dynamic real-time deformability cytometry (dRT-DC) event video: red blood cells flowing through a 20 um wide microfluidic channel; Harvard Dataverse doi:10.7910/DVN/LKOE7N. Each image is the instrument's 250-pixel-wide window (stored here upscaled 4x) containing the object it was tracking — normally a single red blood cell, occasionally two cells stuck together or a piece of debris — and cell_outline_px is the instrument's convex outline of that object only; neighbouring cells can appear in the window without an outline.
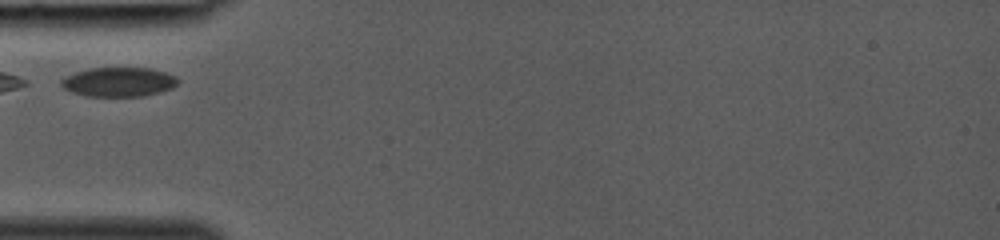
{"species": "common noctule bat (a hibernating species)", "species_latin": "Nyctalus noctula", "temperature_condition": "room temperature", "stored_images_in_passage": 23, "camera_frame_rate_fps": 3000, "um_per_image_px": 0.085, "animal": {"sex": "female", "body_mass_g": 19.0, "forearm_length_mm": 53.3}, "frame": {"image": 1, "passage_image": 1, "time_ms": 0.0, "image_size_px": [1000, 240], "cell_outline_px": [[180, 80], [172, 88], [144, 96], [88, 96], [72, 92], [64, 88], [60, 84], [60, 80], [64, 76], [88, 68], [148, 68], [164, 72], [176, 76]], "centroid_in_image_um": [10.07, 6.96], "position_along_channel_um": 74.9, "area_um2": 19.88}}
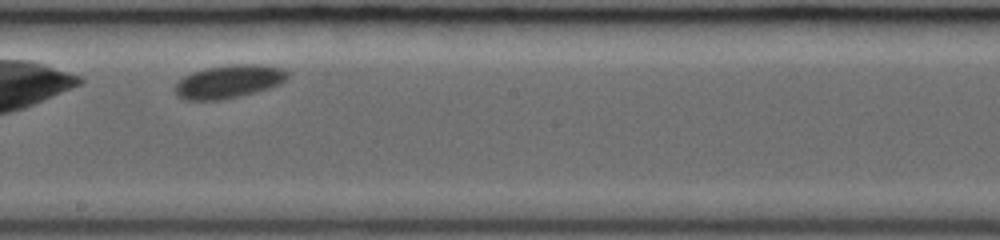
{"frame": {"image": 2, "passage_image": 11, "time_ms": 3.333, "image_size_px": [1000, 240], "cell_outline_px": [[288, 76], [280, 84], [268, 88], [240, 96], [220, 100], [184, 100], [176, 92], [176, 84], [184, 76], [192, 72], [204, 68], [232, 64], [264, 64], [284, 68], [288, 72]], "centroid_in_image_um": [19.48, 6.91], "position_along_channel_um": 228.7, "area_um2": 21.73}}
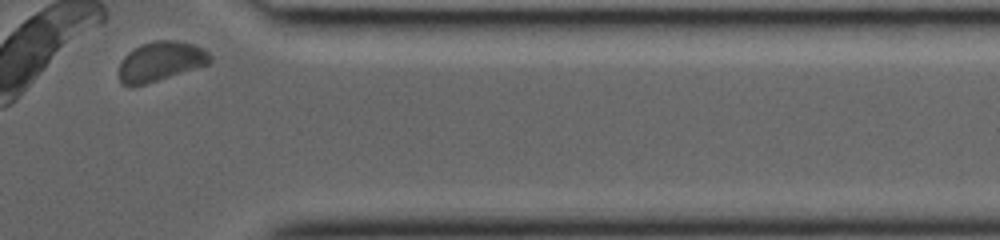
{"frame": {"image": 3, "passage_image": 22, "time_ms": 7.0, "image_size_px": [1000, 240], "cell_outline_px": [[212, 60], [208, 64], [132, 88], [120, 84], [120, 64], [124, 56], [128, 52], [144, 44], [156, 40], [176, 40], [192, 44], [208, 52], [212, 56]], "centroid_in_image_um": [13.63, 5.23], "position_along_channel_um": 397.8, "area_um2": 20.75}}